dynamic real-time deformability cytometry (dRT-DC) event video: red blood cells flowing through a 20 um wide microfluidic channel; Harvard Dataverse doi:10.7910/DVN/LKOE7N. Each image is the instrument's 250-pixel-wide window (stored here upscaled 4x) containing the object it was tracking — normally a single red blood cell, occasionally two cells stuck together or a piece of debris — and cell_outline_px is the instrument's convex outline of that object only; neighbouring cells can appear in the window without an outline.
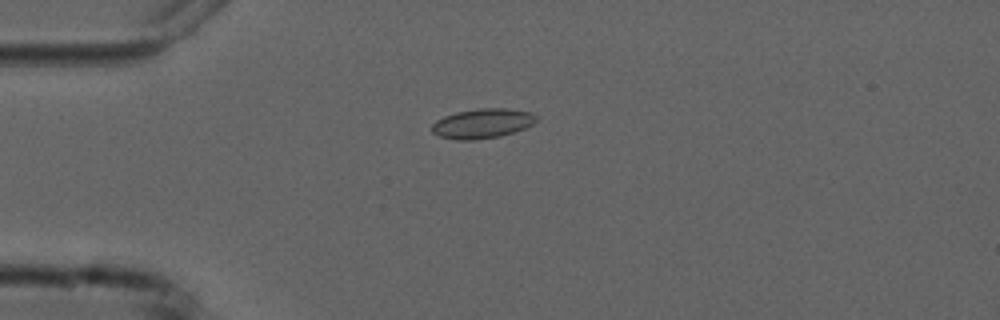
{"species": "common noctule bat (a hibernating species)", "species_latin": "Nyctalus noctula", "temperature_condition": "cold", "stored_images_in_passage": 5, "camera_frame_rate_fps": 3000, "um_per_image_px": 0.085, "animal": {"sex": "male", "forearm_length_mm": 52.5}, "frame": {"image": 1, "passage_image": 4, "time_ms": 3.667, "image_size_px": [1000, 320], "cell_outline_px": [[536, 120], [532, 124], [524, 128], [500, 136], [472, 140], [456, 140], [440, 136], [432, 132], [432, 124], [436, 120], [444, 116], [456, 112], [480, 108], [504, 108], [532, 112], [536, 116]], "centroid_in_image_um": [40.98, 10.49], "position_along_channel_um": 44.0, "area_um2": 17.92}}